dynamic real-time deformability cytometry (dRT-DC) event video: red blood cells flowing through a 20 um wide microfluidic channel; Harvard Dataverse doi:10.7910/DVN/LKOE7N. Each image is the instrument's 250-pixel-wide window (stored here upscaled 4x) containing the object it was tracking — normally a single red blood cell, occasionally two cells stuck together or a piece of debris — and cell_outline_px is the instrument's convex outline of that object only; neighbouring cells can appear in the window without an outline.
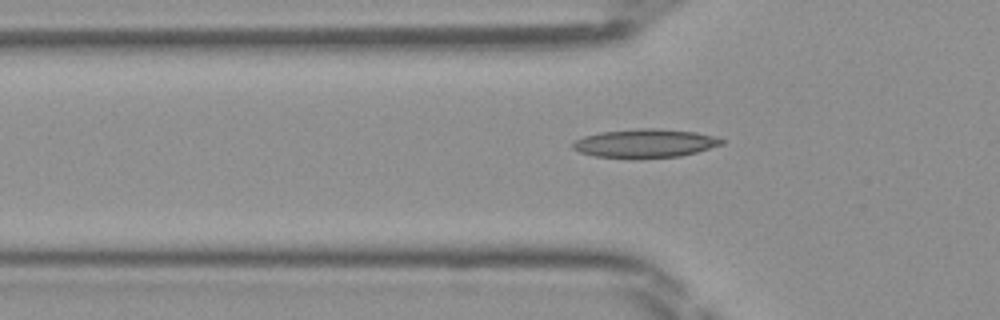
{"species": "Egyptian fruit bat (a non-hibernating species)", "species_latin": "Rousettus aegyptiacus", "temperature_condition": "room temperature", "stored_images_in_passage": 44, "camera_frame_rate_fps": 3000, "um_per_image_px": 0.085, "frame": {"image": 1, "passage_image": 16, "time_ms": 5.0, "image_size_px": [1000, 320], "cell_outline_px": [[724, 144], [696, 152], [680, 156], [640, 160], [628, 160], [592, 156], [580, 152], [572, 148], [572, 144], [576, 140], [584, 136], [600, 132], [640, 128], [660, 128], [692, 132], [712, 136], [724, 140]], "centroid_in_image_um": [54.77, 12.22], "position_along_channel_um": 71.0, "area_um2": 25.37}}
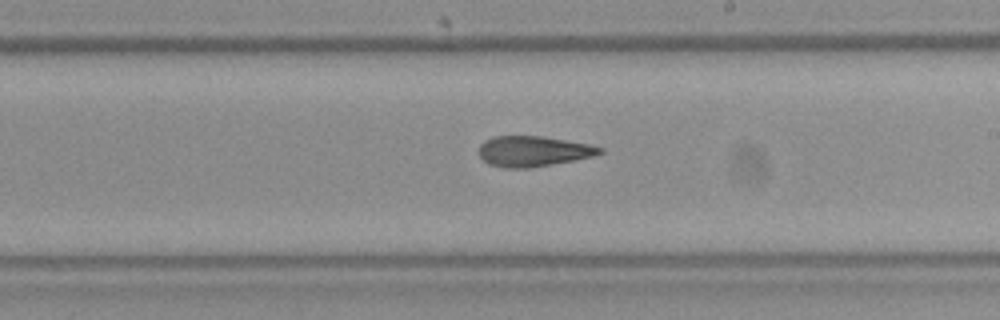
{"frame": {"image": 2, "passage_image": 28, "time_ms": 9.0, "image_size_px": [1000, 320], "cell_outline_px": [[604, 152], [592, 156], [576, 160], [532, 168], [504, 168], [488, 164], [480, 156], [480, 144], [484, 140], [496, 136], [540, 136], [588, 144], [604, 148]], "centroid_in_image_um": [45.32, 12.87], "position_along_channel_um": 243.7, "area_um2": 21.44}}
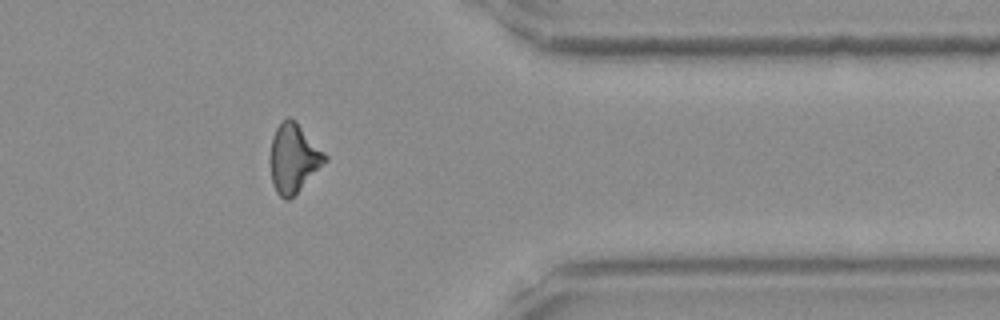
{"frame": {"image": 3, "passage_image": 39, "time_ms": 12.667, "image_size_px": [1000, 320], "cell_outline_px": [[328, 160], [288, 200], [284, 200], [276, 192], [272, 184], [268, 160], [272, 136], [276, 128], [288, 116], [296, 120], [328, 156]], "centroid_in_image_um": [24.92, 13.43], "position_along_channel_um": 386.5, "area_um2": 22.14}}